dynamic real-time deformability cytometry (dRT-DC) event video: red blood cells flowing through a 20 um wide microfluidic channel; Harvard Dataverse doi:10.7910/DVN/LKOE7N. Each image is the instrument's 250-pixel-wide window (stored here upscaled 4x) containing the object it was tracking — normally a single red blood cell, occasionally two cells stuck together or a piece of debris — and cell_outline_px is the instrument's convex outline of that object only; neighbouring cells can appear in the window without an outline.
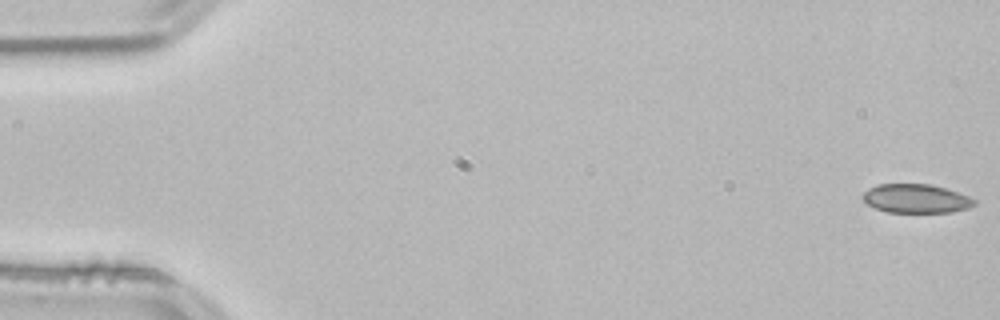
{"species": "common noctule bat (a hibernating species)", "species_latin": "Nyctalus noctula", "temperature_condition": "room temperature", "stored_images_in_passage": 53, "camera_frame_rate_fps": 3000, "um_per_image_px": 0.085, "animal": {"sex": "male", "body_mass_g": 21.5, "forearm_length_mm": 52.0}, "frame": {"image": 1, "passage_image": 1, "time_ms": 0.0, "image_size_px": [1000, 320], "cell_outline_px": [[976, 204], [968, 208], [952, 212], [888, 212], [876, 208], [868, 204], [860, 196], [868, 188], [876, 184], [932, 184], [968, 196], [976, 200]], "centroid_in_image_um": [77.84, 16.87], "position_along_channel_um": 7.2, "area_um2": 18.73}}
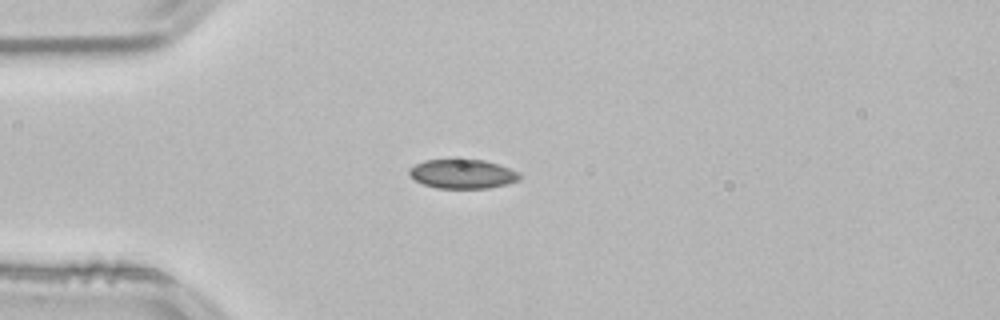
{"frame": {"image": 2, "passage_image": 14, "time_ms": 4.333, "image_size_px": [1000, 320], "cell_outline_px": [[520, 180], [508, 184], [488, 188], [436, 188], [424, 184], [416, 180], [408, 172], [408, 168], [424, 160], [484, 160], [500, 164], [520, 172]], "centroid_in_image_um": [39.36, 14.78], "position_along_channel_um": 45.6, "area_um2": 18.79}}
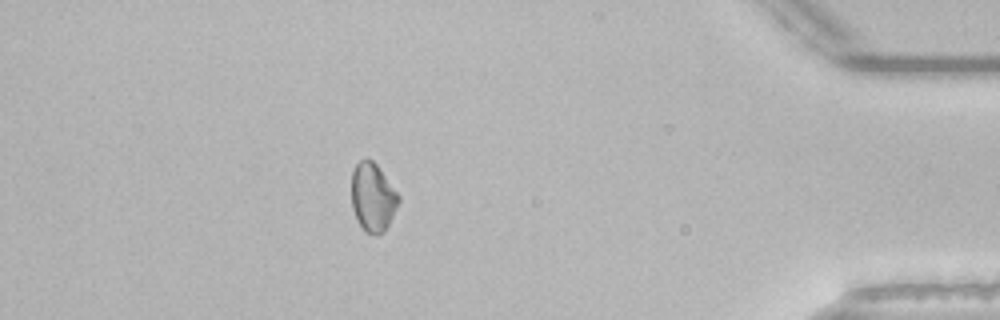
{"frame": {"image": 3, "passage_image": 47, "time_ms": 15.333, "image_size_px": [1000, 320], "cell_outline_px": [[400, 200], [384, 232], [376, 236], [364, 232], [356, 220], [352, 208], [352, 172], [356, 164], [360, 160], [372, 160], [380, 168], [400, 196]], "centroid_in_image_um": [31.68, 16.8], "position_along_channel_um": 403.5, "area_um2": 18.84}, "authors_computed_cell_mechanics": {"area_um2": 18.8428, "velocity_mm_per_s": 3.8371, "shape_relaxation_time_tau1_ms": null, "shape_relaxation_time_tau2_ms": 4.6874, "deformation_change_tau1": null, "deformation_change_tau2": 0.0751}}